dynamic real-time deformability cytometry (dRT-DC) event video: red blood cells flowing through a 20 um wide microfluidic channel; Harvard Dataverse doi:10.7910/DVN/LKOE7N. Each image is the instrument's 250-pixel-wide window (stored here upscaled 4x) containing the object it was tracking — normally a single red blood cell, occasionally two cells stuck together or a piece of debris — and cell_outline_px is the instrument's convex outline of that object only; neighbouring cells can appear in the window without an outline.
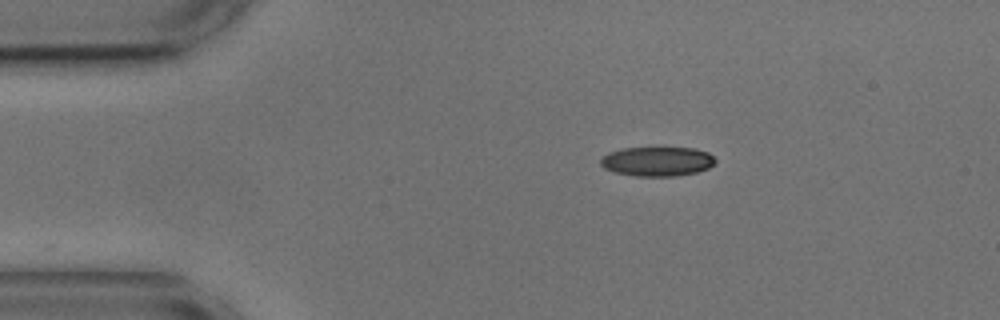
{"species": "common noctule bat (a hibernating species)", "species_latin": "Nyctalus noctula", "temperature_condition": "cold", "stored_images_in_passage": 14, "camera_frame_rate_fps": 3000, "um_per_image_px": 0.085, "animal": {"sex": "male", "body_mass_g": 17.9, "forearm_length_mm": 54.2}, "frame": {"image": 1, "passage_image": 1, "time_ms": 0.0, "image_size_px": [1000, 320], "cell_outline_px": [[716, 160], [708, 168], [696, 172], [676, 176], [636, 176], [616, 172], [604, 168], [600, 164], [600, 160], [608, 152], [620, 148], [692, 148], [708, 152]], "centroid_in_image_um": [55.84, 13.72], "position_along_channel_um": 29.2, "area_um2": 19.54}}
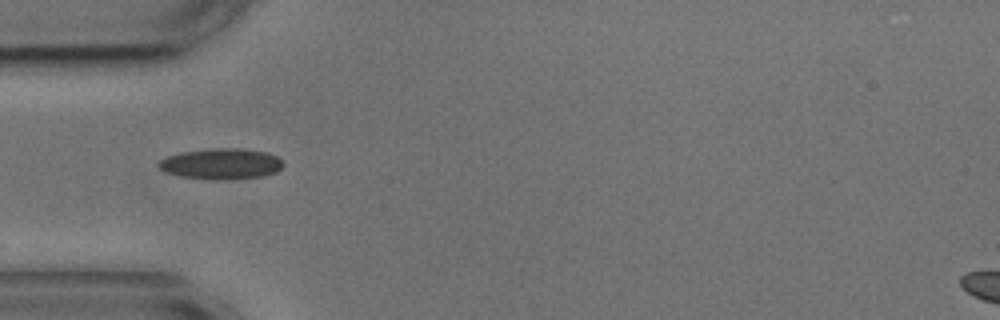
{"frame": {"image": 2, "passage_image": 8, "time_ms": 2.333, "image_size_px": [1000, 320], "cell_outline_px": [[284, 164], [276, 172], [264, 176], [180, 176], [164, 172], [156, 164], [160, 160], [168, 156], [180, 152], [212, 148], [244, 148], [268, 152], [284, 160]], "centroid_in_image_um": [18.82, 13.84], "position_along_channel_um": 66.2, "area_um2": 21.33}}
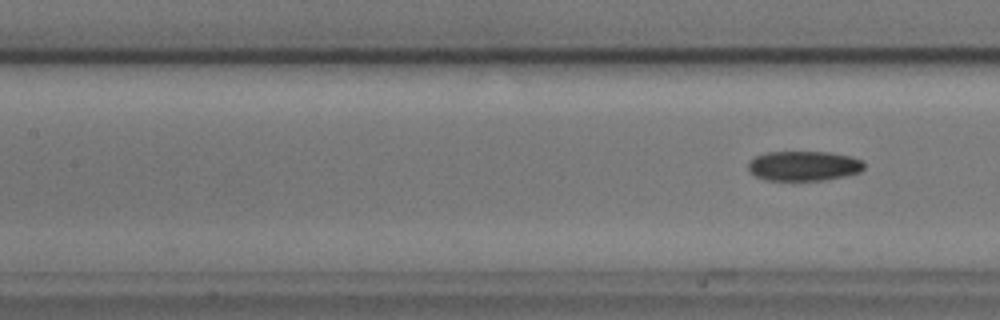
{"frame": {"image": 3, "passage_image": 14, "time_ms": 4.333, "image_size_px": [1000, 320], "cell_outline_px": [[864, 168], [860, 172], [844, 176], [824, 180], [768, 180], [756, 176], [748, 168], [748, 164], [756, 156], [768, 152], [828, 152], [852, 156], [864, 160]], "centroid_in_image_um": [68.37, 14.09], "position_along_channel_um": 139.0, "area_um2": 20.06}}